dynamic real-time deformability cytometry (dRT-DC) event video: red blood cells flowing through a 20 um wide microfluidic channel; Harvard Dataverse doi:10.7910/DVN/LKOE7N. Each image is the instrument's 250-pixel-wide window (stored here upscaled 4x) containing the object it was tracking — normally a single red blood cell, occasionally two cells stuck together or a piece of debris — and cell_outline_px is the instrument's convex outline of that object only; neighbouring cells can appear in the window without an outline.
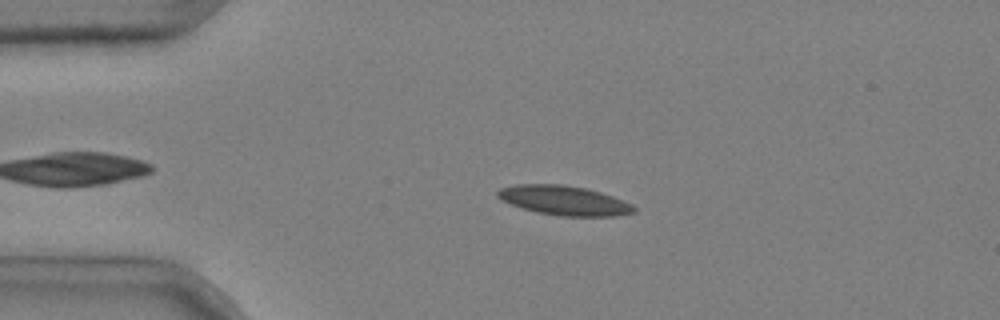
{"species": "common noctule bat (a hibernating species)", "species_latin": "Nyctalus noctula", "temperature_condition": "cold", "stored_images_in_passage": 5, "camera_frame_rate_fps": 3000, "um_per_image_px": 0.085, "animal": {"sex": "male", "body_mass_g": 20.4}, "frame": {"image": 1, "passage_image": 4, "time_ms": 1.0, "image_size_px": [1000, 320], "cell_outline_px": [[636, 212], [616, 216], [560, 216], [536, 212], [512, 204], [496, 196], [496, 192], [500, 188], [516, 184], [560, 184], [588, 188], [612, 196], [632, 204], [636, 208]], "centroid_in_image_um": [47.97, 17.03], "position_along_channel_um": 37.0, "area_um2": 23.35}}